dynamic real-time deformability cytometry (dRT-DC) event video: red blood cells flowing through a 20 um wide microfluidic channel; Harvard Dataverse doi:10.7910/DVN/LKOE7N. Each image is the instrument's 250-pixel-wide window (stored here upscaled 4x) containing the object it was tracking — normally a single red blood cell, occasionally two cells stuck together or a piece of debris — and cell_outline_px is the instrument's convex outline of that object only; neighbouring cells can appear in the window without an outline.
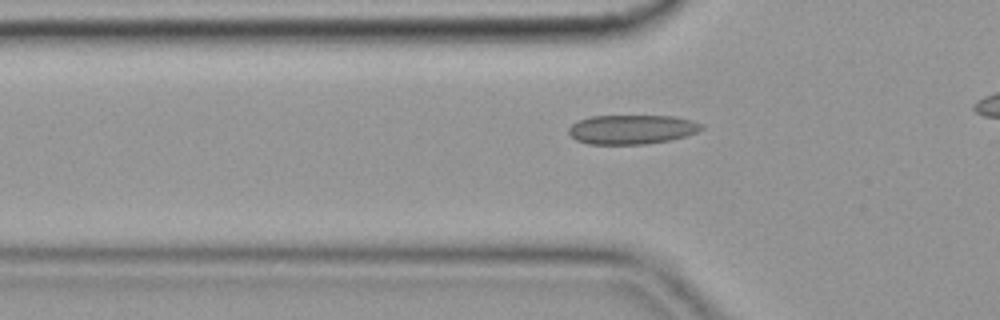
{"species": "common noctule bat (a hibernating species)", "species_latin": "Nyctalus noctula", "temperature_condition": "cold", "stored_images_in_passage": 35, "camera_frame_rate_fps": 3000, "um_per_image_px": 0.085, "animal": {"sex": "female", "body_mass_g": 19.9}, "frame": {"image": 1, "passage_image": 7, "time_ms": 2.0, "image_size_px": [1000, 320], "cell_outline_px": [[704, 128], [696, 132], [684, 136], [668, 140], [644, 144], [588, 144], [576, 140], [568, 132], [568, 128], [572, 124], [580, 120], [592, 116], [672, 116], [692, 120], [704, 124]], "centroid_in_image_um": [53.71, 11.0], "position_along_channel_um": 72.1, "area_um2": 22.54}}
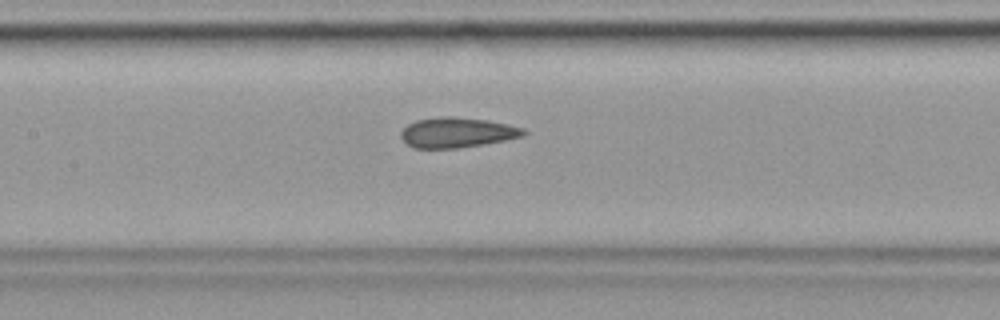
{"frame": {"image": 2, "passage_image": 15, "time_ms": 4.667, "image_size_px": [1000, 320], "cell_outline_px": [[528, 132], [524, 136], [484, 144], [456, 148], [412, 148], [400, 136], [400, 132], [408, 124], [416, 120], [444, 116], [452, 116], [488, 120], [508, 124], [524, 128]], "centroid_in_image_um": [38.87, 11.26], "position_along_channel_um": 168.5, "area_um2": 21.56}}
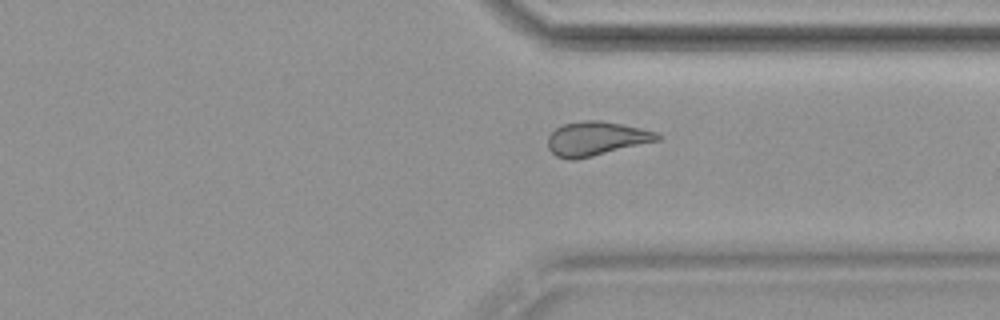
{"frame": {"image": 3, "passage_image": 31, "time_ms": 10.0, "image_size_px": [1000, 320], "cell_outline_px": [[664, 136], [660, 140], [576, 160], [568, 160], [556, 156], [548, 148], [548, 136], [556, 128], [564, 124], [584, 120], [600, 120], [640, 128], [656, 132]], "centroid_in_image_um": [50.68, 11.79], "position_along_channel_um": 360.7, "area_um2": 21.73}}